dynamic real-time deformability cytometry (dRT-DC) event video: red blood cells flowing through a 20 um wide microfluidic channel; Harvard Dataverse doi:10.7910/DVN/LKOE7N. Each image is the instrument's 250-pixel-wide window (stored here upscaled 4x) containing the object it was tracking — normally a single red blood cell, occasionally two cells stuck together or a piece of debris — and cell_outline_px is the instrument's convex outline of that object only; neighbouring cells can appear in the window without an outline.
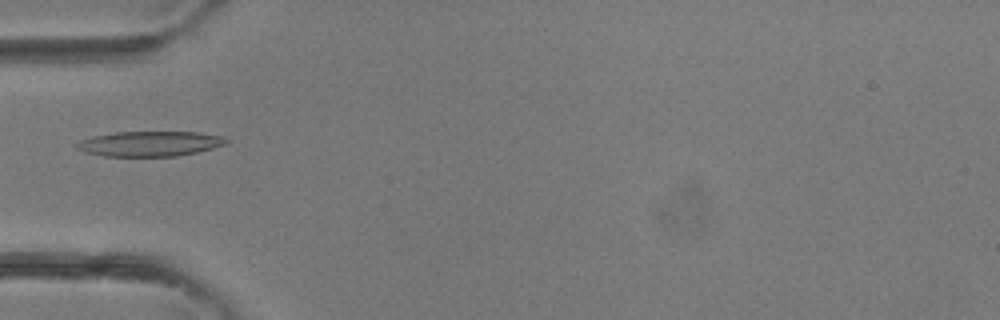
{"species": "common noctule bat (a hibernating species)", "species_latin": "Nyctalus noctula", "temperature_condition": "room temperature", "stored_images_in_passage": 2, "camera_frame_rate_fps": 3000, "um_per_image_px": 0.085, "animal": {"sex": "female"}, "frame": {"image": 1, "passage_image": 2, "time_ms": 0.333, "image_size_px": [1000, 320], "cell_outline_px": [[228, 144], [196, 152], [176, 156], [104, 156], [84, 152], [76, 148], [76, 144], [80, 140], [92, 136], [116, 132], [196, 132], [224, 136], [228, 140]], "centroid_in_image_um": [12.73, 12.21], "position_along_channel_um": 72.3, "area_um2": 21.85}}